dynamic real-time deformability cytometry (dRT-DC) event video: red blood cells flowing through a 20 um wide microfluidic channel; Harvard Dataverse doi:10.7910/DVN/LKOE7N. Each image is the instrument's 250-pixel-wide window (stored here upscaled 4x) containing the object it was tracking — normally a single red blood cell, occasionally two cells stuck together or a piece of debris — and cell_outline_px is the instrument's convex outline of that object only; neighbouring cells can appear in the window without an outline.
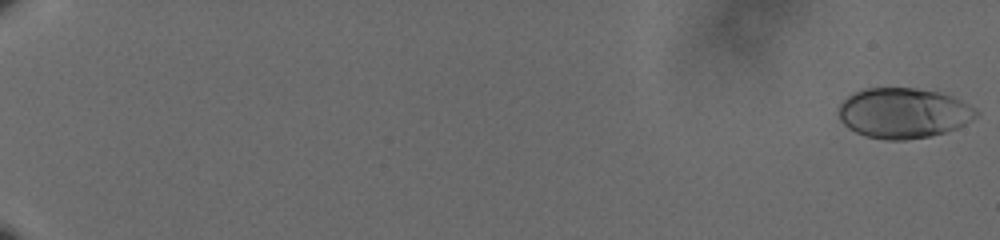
{"species": "human", "species_latin": "Homo sapiens", "temperature_condition": "cold", "stored_images_in_passage": 61, "camera_frame_rate_fps": 3000, "um_per_image_px": 0.085, "donor": {"sex": "male"}, "frame": {"image": 1, "passage_image": 1, "time_ms": 0.0, "image_size_px": [1000, 240], "cell_outline_px": [[980, 112], [976, 116], [964, 124], [956, 128], [944, 132], [928, 136], [904, 140], [888, 140], [868, 136], [856, 132], [848, 128], [840, 120], [836, 112], [836, 108], [848, 96], [864, 88], [916, 88], [940, 92], [952, 96], [976, 108]], "centroid_in_image_um": [76.77, 9.6], "position_along_channel_um": 8.2, "area_um2": 40.29}}
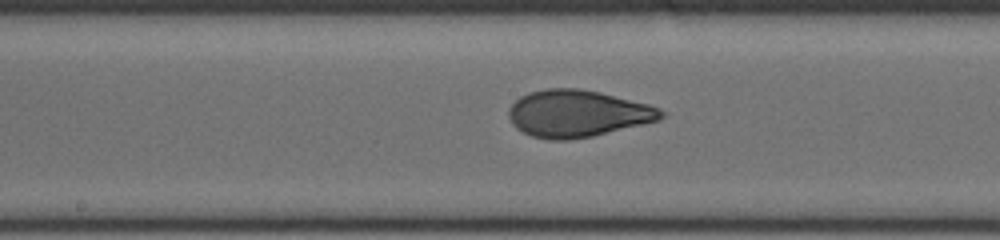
{"frame": {"image": 2, "passage_image": 36, "time_ms": 11.667, "image_size_px": [1000, 240], "cell_outline_px": [[664, 116], [660, 120], [592, 136], [568, 140], [548, 140], [532, 136], [516, 128], [512, 124], [508, 116], [508, 108], [520, 96], [528, 92], [544, 88], [580, 88], [600, 92], [648, 104], [660, 108], [664, 112]], "centroid_in_image_um": [49.06, 9.64], "position_along_channel_um": 199.1, "area_um2": 41.85}}
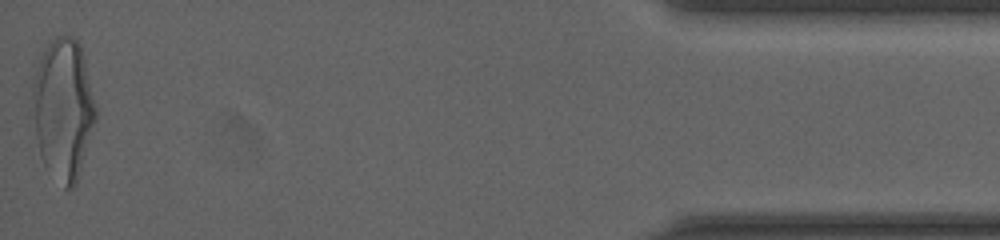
{"frame": {"image": 3, "passage_image": 61, "time_ms": 20.0, "image_size_px": [1000, 240], "cell_outline_px": [[96, 120], [76, 184], [72, 188], [64, 188], [44, 164], [40, 156], [36, 136], [32, 96], [32, 84], [44, 48], [48, 40], [56, 36], [72, 36], [80, 44], [96, 108]], "centroid_in_image_um": [5.37, 9.25], "position_along_channel_um": 429.8, "area_um2": 51.38}, "authors_computed_cell_mechanics": {"area_um2": 40.2288, "velocity_mm_per_s": 3.6208, "shape_relaxation_time_tau1_ms": 4.6707, "shape_relaxation_time_tau2_ms": 0.7845, "deformation_change_tau1": 0.1786, "deformation_change_tau2": 0.067}}